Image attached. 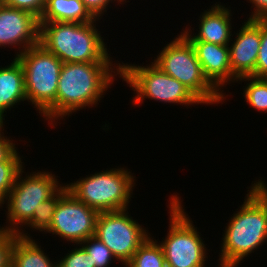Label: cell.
Here are the masks:
<instances>
[{
    "instance_id": "17",
    "label": "cell",
    "mask_w": 267,
    "mask_h": 267,
    "mask_svg": "<svg viewBox=\"0 0 267 267\" xmlns=\"http://www.w3.org/2000/svg\"><path fill=\"white\" fill-rule=\"evenodd\" d=\"M97 20L81 0H46L39 22H78Z\"/></svg>"
},
{
    "instance_id": "2",
    "label": "cell",
    "mask_w": 267,
    "mask_h": 267,
    "mask_svg": "<svg viewBox=\"0 0 267 267\" xmlns=\"http://www.w3.org/2000/svg\"><path fill=\"white\" fill-rule=\"evenodd\" d=\"M96 21L39 22V44L63 63H114Z\"/></svg>"
},
{
    "instance_id": "22",
    "label": "cell",
    "mask_w": 267,
    "mask_h": 267,
    "mask_svg": "<svg viewBox=\"0 0 267 267\" xmlns=\"http://www.w3.org/2000/svg\"><path fill=\"white\" fill-rule=\"evenodd\" d=\"M79 246H82L90 255L92 265H95V267H110L113 260H117L110 249L96 236L89 237L78 244Z\"/></svg>"
},
{
    "instance_id": "1",
    "label": "cell",
    "mask_w": 267,
    "mask_h": 267,
    "mask_svg": "<svg viewBox=\"0 0 267 267\" xmlns=\"http://www.w3.org/2000/svg\"><path fill=\"white\" fill-rule=\"evenodd\" d=\"M120 64L63 63L57 89V122L79 109L97 106L115 76L121 75Z\"/></svg>"
},
{
    "instance_id": "30",
    "label": "cell",
    "mask_w": 267,
    "mask_h": 267,
    "mask_svg": "<svg viewBox=\"0 0 267 267\" xmlns=\"http://www.w3.org/2000/svg\"><path fill=\"white\" fill-rule=\"evenodd\" d=\"M252 3V13L248 20H267V0H248Z\"/></svg>"
},
{
    "instance_id": "7",
    "label": "cell",
    "mask_w": 267,
    "mask_h": 267,
    "mask_svg": "<svg viewBox=\"0 0 267 267\" xmlns=\"http://www.w3.org/2000/svg\"><path fill=\"white\" fill-rule=\"evenodd\" d=\"M23 172L22 169L17 174L12 190L0 205L2 208L7 202L5 215L7 214L8 222V225L6 222V225L0 226V228L17 233L20 237L32 238L21 228L32 219L36 206L52 197L63 186V183L59 184V179L51 171L39 172L38 170V172H32L22 177Z\"/></svg>"
},
{
    "instance_id": "14",
    "label": "cell",
    "mask_w": 267,
    "mask_h": 267,
    "mask_svg": "<svg viewBox=\"0 0 267 267\" xmlns=\"http://www.w3.org/2000/svg\"><path fill=\"white\" fill-rule=\"evenodd\" d=\"M190 42L195 49L204 76L220 93L223 92L221 87L238 79L231 71L228 45H218L204 41Z\"/></svg>"
},
{
    "instance_id": "18",
    "label": "cell",
    "mask_w": 267,
    "mask_h": 267,
    "mask_svg": "<svg viewBox=\"0 0 267 267\" xmlns=\"http://www.w3.org/2000/svg\"><path fill=\"white\" fill-rule=\"evenodd\" d=\"M46 254L35 239L18 236L12 249L11 265L13 267H57V261H50Z\"/></svg>"
},
{
    "instance_id": "4",
    "label": "cell",
    "mask_w": 267,
    "mask_h": 267,
    "mask_svg": "<svg viewBox=\"0 0 267 267\" xmlns=\"http://www.w3.org/2000/svg\"><path fill=\"white\" fill-rule=\"evenodd\" d=\"M16 58L24 71L27 101L48 125L56 126L57 89L63 62L41 44L29 47Z\"/></svg>"
},
{
    "instance_id": "31",
    "label": "cell",
    "mask_w": 267,
    "mask_h": 267,
    "mask_svg": "<svg viewBox=\"0 0 267 267\" xmlns=\"http://www.w3.org/2000/svg\"><path fill=\"white\" fill-rule=\"evenodd\" d=\"M262 180L254 181L255 183L250 188L267 206V184Z\"/></svg>"
},
{
    "instance_id": "24",
    "label": "cell",
    "mask_w": 267,
    "mask_h": 267,
    "mask_svg": "<svg viewBox=\"0 0 267 267\" xmlns=\"http://www.w3.org/2000/svg\"><path fill=\"white\" fill-rule=\"evenodd\" d=\"M80 247L76 246L68 251L69 253L57 261V267H95L92 265L90 255L82 246Z\"/></svg>"
},
{
    "instance_id": "27",
    "label": "cell",
    "mask_w": 267,
    "mask_h": 267,
    "mask_svg": "<svg viewBox=\"0 0 267 267\" xmlns=\"http://www.w3.org/2000/svg\"><path fill=\"white\" fill-rule=\"evenodd\" d=\"M13 140L4 134V128L0 129V162H22Z\"/></svg>"
},
{
    "instance_id": "5",
    "label": "cell",
    "mask_w": 267,
    "mask_h": 267,
    "mask_svg": "<svg viewBox=\"0 0 267 267\" xmlns=\"http://www.w3.org/2000/svg\"><path fill=\"white\" fill-rule=\"evenodd\" d=\"M152 62L182 83L203 104L225 101L226 94L220 93L204 76L193 45L182 33L167 43Z\"/></svg>"
},
{
    "instance_id": "11",
    "label": "cell",
    "mask_w": 267,
    "mask_h": 267,
    "mask_svg": "<svg viewBox=\"0 0 267 267\" xmlns=\"http://www.w3.org/2000/svg\"><path fill=\"white\" fill-rule=\"evenodd\" d=\"M97 216L96 210L79 201L67 190L58 201L46 234L58 235L62 240L78 245L95 236Z\"/></svg>"
},
{
    "instance_id": "20",
    "label": "cell",
    "mask_w": 267,
    "mask_h": 267,
    "mask_svg": "<svg viewBox=\"0 0 267 267\" xmlns=\"http://www.w3.org/2000/svg\"><path fill=\"white\" fill-rule=\"evenodd\" d=\"M67 190V185L64 184L52 197L38 204L32 219L24 227H27V229L30 227L33 231H44L46 233L50 228L58 201Z\"/></svg>"
},
{
    "instance_id": "28",
    "label": "cell",
    "mask_w": 267,
    "mask_h": 267,
    "mask_svg": "<svg viewBox=\"0 0 267 267\" xmlns=\"http://www.w3.org/2000/svg\"><path fill=\"white\" fill-rule=\"evenodd\" d=\"M0 3L9 7L26 10L40 19L45 9L46 0H0Z\"/></svg>"
},
{
    "instance_id": "8",
    "label": "cell",
    "mask_w": 267,
    "mask_h": 267,
    "mask_svg": "<svg viewBox=\"0 0 267 267\" xmlns=\"http://www.w3.org/2000/svg\"><path fill=\"white\" fill-rule=\"evenodd\" d=\"M183 200L177 194L169 198V229L160 242L166 265L170 267H206L208 256L205 241L183 209ZM207 258V259H205Z\"/></svg>"
},
{
    "instance_id": "19",
    "label": "cell",
    "mask_w": 267,
    "mask_h": 267,
    "mask_svg": "<svg viewBox=\"0 0 267 267\" xmlns=\"http://www.w3.org/2000/svg\"><path fill=\"white\" fill-rule=\"evenodd\" d=\"M166 260L159 242L151 235L139 246L124 267H165Z\"/></svg>"
},
{
    "instance_id": "10",
    "label": "cell",
    "mask_w": 267,
    "mask_h": 267,
    "mask_svg": "<svg viewBox=\"0 0 267 267\" xmlns=\"http://www.w3.org/2000/svg\"><path fill=\"white\" fill-rule=\"evenodd\" d=\"M127 210L98 213L95 228V236L123 265L131 260L139 246L151 234Z\"/></svg>"
},
{
    "instance_id": "12",
    "label": "cell",
    "mask_w": 267,
    "mask_h": 267,
    "mask_svg": "<svg viewBox=\"0 0 267 267\" xmlns=\"http://www.w3.org/2000/svg\"><path fill=\"white\" fill-rule=\"evenodd\" d=\"M39 33L37 16L0 3V47L18 46L16 58L29 47L39 44Z\"/></svg>"
},
{
    "instance_id": "32",
    "label": "cell",
    "mask_w": 267,
    "mask_h": 267,
    "mask_svg": "<svg viewBox=\"0 0 267 267\" xmlns=\"http://www.w3.org/2000/svg\"><path fill=\"white\" fill-rule=\"evenodd\" d=\"M4 124H5V122L0 119V129L5 126Z\"/></svg>"
},
{
    "instance_id": "29",
    "label": "cell",
    "mask_w": 267,
    "mask_h": 267,
    "mask_svg": "<svg viewBox=\"0 0 267 267\" xmlns=\"http://www.w3.org/2000/svg\"><path fill=\"white\" fill-rule=\"evenodd\" d=\"M85 7L88 9V11L96 18L100 19L105 13L107 12L106 9H108L109 4L112 3L113 1L118 3V4H124L126 3V0H81ZM111 1V2H110ZM100 17V18H99Z\"/></svg>"
},
{
    "instance_id": "13",
    "label": "cell",
    "mask_w": 267,
    "mask_h": 267,
    "mask_svg": "<svg viewBox=\"0 0 267 267\" xmlns=\"http://www.w3.org/2000/svg\"><path fill=\"white\" fill-rule=\"evenodd\" d=\"M229 43L230 66L237 77L251 76L255 72L261 45V20H245ZM231 44V45H230Z\"/></svg>"
},
{
    "instance_id": "9",
    "label": "cell",
    "mask_w": 267,
    "mask_h": 267,
    "mask_svg": "<svg viewBox=\"0 0 267 267\" xmlns=\"http://www.w3.org/2000/svg\"><path fill=\"white\" fill-rule=\"evenodd\" d=\"M151 65L142 66L136 64H125L122 62L121 75L119 78L129 84L136 96L131 101L132 104L138 105L145 99L154 101L182 104L191 106L192 104L203 103L182 83L170 75L164 73L153 62Z\"/></svg>"
},
{
    "instance_id": "16",
    "label": "cell",
    "mask_w": 267,
    "mask_h": 267,
    "mask_svg": "<svg viewBox=\"0 0 267 267\" xmlns=\"http://www.w3.org/2000/svg\"><path fill=\"white\" fill-rule=\"evenodd\" d=\"M21 101H27L24 71L14 58L9 65L0 66V119L5 121L6 110L15 108Z\"/></svg>"
},
{
    "instance_id": "26",
    "label": "cell",
    "mask_w": 267,
    "mask_h": 267,
    "mask_svg": "<svg viewBox=\"0 0 267 267\" xmlns=\"http://www.w3.org/2000/svg\"><path fill=\"white\" fill-rule=\"evenodd\" d=\"M17 233L0 228V267H9L12 262V249Z\"/></svg>"
},
{
    "instance_id": "21",
    "label": "cell",
    "mask_w": 267,
    "mask_h": 267,
    "mask_svg": "<svg viewBox=\"0 0 267 267\" xmlns=\"http://www.w3.org/2000/svg\"><path fill=\"white\" fill-rule=\"evenodd\" d=\"M250 81L246 84L243 97L251 108L259 112H267V78H257L253 76H243L236 82Z\"/></svg>"
},
{
    "instance_id": "3",
    "label": "cell",
    "mask_w": 267,
    "mask_h": 267,
    "mask_svg": "<svg viewBox=\"0 0 267 267\" xmlns=\"http://www.w3.org/2000/svg\"><path fill=\"white\" fill-rule=\"evenodd\" d=\"M248 191L240 209L223 230L220 267H238L243 258L267 241V206L251 189Z\"/></svg>"
},
{
    "instance_id": "25",
    "label": "cell",
    "mask_w": 267,
    "mask_h": 267,
    "mask_svg": "<svg viewBox=\"0 0 267 267\" xmlns=\"http://www.w3.org/2000/svg\"><path fill=\"white\" fill-rule=\"evenodd\" d=\"M251 76L267 78V20H261V45L256 61L255 72Z\"/></svg>"
},
{
    "instance_id": "15",
    "label": "cell",
    "mask_w": 267,
    "mask_h": 267,
    "mask_svg": "<svg viewBox=\"0 0 267 267\" xmlns=\"http://www.w3.org/2000/svg\"><path fill=\"white\" fill-rule=\"evenodd\" d=\"M221 2H216L211 9L204 10L199 16L200 24L198 25L195 35L191 28H184L181 32L189 41H204L218 45H229L232 36L231 9ZM226 7V8H225ZM189 30V31H188ZM191 32V33H190ZM193 34V35H192ZM192 35V36H191Z\"/></svg>"
},
{
    "instance_id": "23",
    "label": "cell",
    "mask_w": 267,
    "mask_h": 267,
    "mask_svg": "<svg viewBox=\"0 0 267 267\" xmlns=\"http://www.w3.org/2000/svg\"><path fill=\"white\" fill-rule=\"evenodd\" d=\"M24 162H0V205L15 184L17 174L24 169Z\"/></svg>"
},
{
    "instance_id": "6",
    "label": "cell",
    "mask_w": 267,
    "mask_h": 267,
    "mask_svg": "<svg viewBox=\"0 0 267 267\" xmlns=\"http://www.w3.org/2000/svg\"><path fill=\"white\" fill-rule=\"evenodd\" d=\"M135 180L130 171L118 166L66 185L79 201L100 213L128 209Z\"/></svg>"
}]
</instances>
